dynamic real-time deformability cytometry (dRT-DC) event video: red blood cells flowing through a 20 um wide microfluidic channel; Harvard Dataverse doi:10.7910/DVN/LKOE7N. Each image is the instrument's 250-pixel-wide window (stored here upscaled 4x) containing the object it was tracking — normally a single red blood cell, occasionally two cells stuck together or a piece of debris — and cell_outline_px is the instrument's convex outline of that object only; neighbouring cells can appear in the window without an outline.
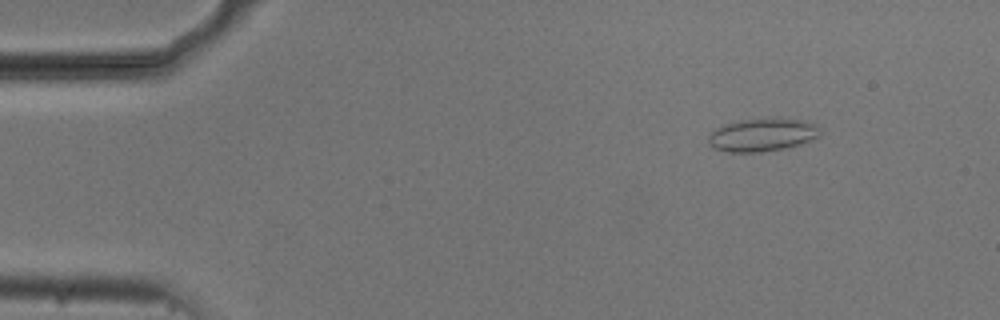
{"species": "common noctule bat (a hibernating species)", "species_latin": "Nyctalus noctula", "temperature_condition": "cold", "stored_images_in_passage": 54, "camera_frame_rate_fps": 3000, "um_per_image_px": 0.085, "animal": {"sex": "male", "body_mass_g": 20.5, "forearm_length_mm": 52.5}, "frame": {"image": 1, "passage_image": 7, "time_ms": 2.0, "image_size_px": [1000, 320], "cell_outline_px": [[820, 136], [800, 144], [784, 148], [760, 152], [728, 152], [712, 148], [708, 144], [708, 136], [716, 128], [724, 124], [744, 120], [768, 116], [772, 116], [800, 120], [816, 124], [820, 128]], "centroid_in_image_um": [64.79, 11.44], "position_along_channel_um": 20.2, "area_um2": 21.85}}
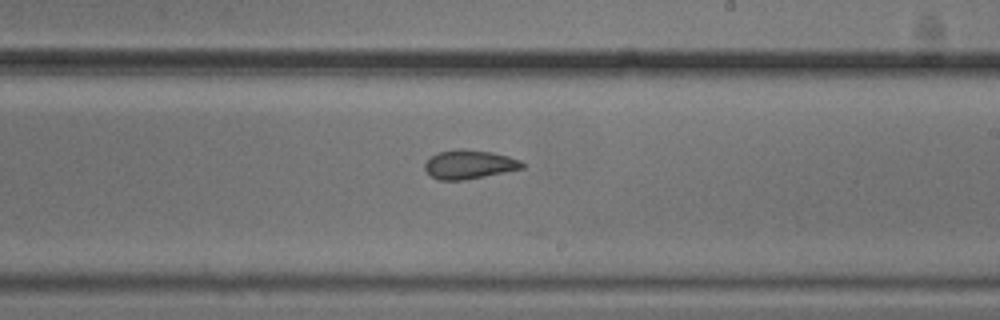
{"frame": {"image": 2, "passage_image": 32, "time_ms": 10.333, "image_size_px": [1000, 320], "cell_outline_px": [[524, 168], [464, 180], [440, 180], [432, 176], [424, 168], [424, 164], [432, 156], [440, 152], [460, 148], [464, 148], [492, 152], [508, 156], [520, 160], [524, 164]], "centroid_in_image_um": [39.9, 13.97], "position_along_channel_um": 249.1, "area_um2": 16.24}}
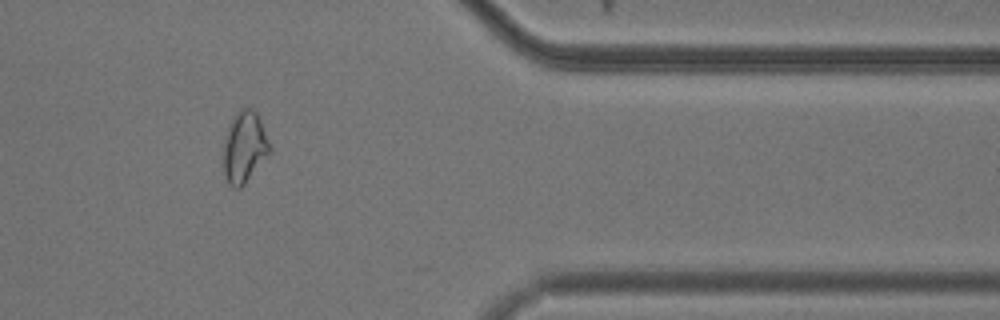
{"frame": {"image": 3, "passage_image": 45, "time_ms": 14.667, "image_size_px": [1000, 320], "cell_outline_px": [[268, 152], [244, 184], [240, 188], [232, 188], [228, 184], [224, 176], [224, 144], [228, 124], [240, 108], [252, 108], [256, 112], [260, 120], [268, 140]], "centroid_in_image_um": [20.72, 12.49], "position_along_channel_um": 390.7, "area_um2": 18.61}, "authors_computed_cell_mechanics": {"area_um2": 18.1203, "velocity_mm_per_s": 3.7371, "shape_relaxation_time_tau1_ms": 5.6627, "shape_relaxation_time_tau2_ms": 2.1089, "deformation_change_tau1": 0.1298, "deformation_change_tau2": 0.0889}}